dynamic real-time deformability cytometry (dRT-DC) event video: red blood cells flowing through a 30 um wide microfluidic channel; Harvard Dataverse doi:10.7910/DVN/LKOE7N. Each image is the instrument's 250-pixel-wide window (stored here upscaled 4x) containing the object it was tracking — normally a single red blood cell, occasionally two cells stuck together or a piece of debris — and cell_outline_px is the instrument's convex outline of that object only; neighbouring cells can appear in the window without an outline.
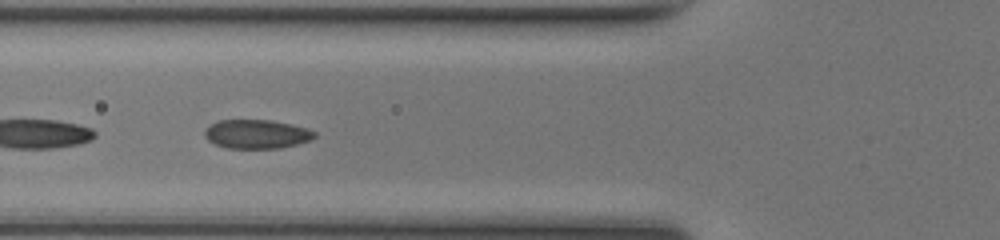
{"species": "common noctule bat (a hibernating species)", "species_latin": "Nyctalus noctula", "temperature_condition": "room temperature", "stored_images_in_passage": 28, "segment_of_instrument_passage": [2, 2], "camera_frame_rate_fps": 3000, "um_per_image_px": 0.085, "animal": {"sex": "female", "body_mass_g": 17.0, "forearm_length_mm": 48.0}, "frame": {"image": 1, "passage_image": 13, "time_ms": 4.0, "image_size_px": [1000, 240], "cell_outline_px": [[316, 136], [312, 140], [280, 148], [224, 148], [208, 140], [204, 136], [204, 132], [212, 124], [220, 120], [272, 120], [292, 124], [308, 128], [316, 132]], "centroid_in_image_um": [21.86, 11.4], "position_along_channel_um": 103.9, "area_um2": 18.55}}
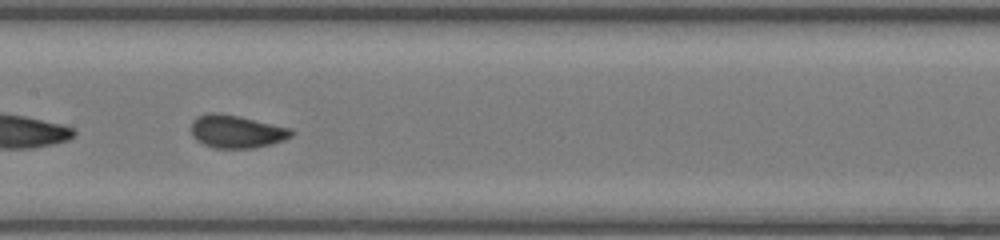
{"frame": {"image": 2, "passage_image": 19, "time_ms": 6.0, "image_size_px": [1000, 240], "cell_outline_px": [[296, 132], [292, 136], [284, 140], [272, 144], [252, 148], [212, 148], [196, 140], [192, 136], [192, 120], [196, 116], [208, 112], [216, 112], [240, 116], [292, 128]], "centroid_in_image_um": [20.12, 11.17], "position_along_channel_um": 187.3, "area_um2": 19.54}}
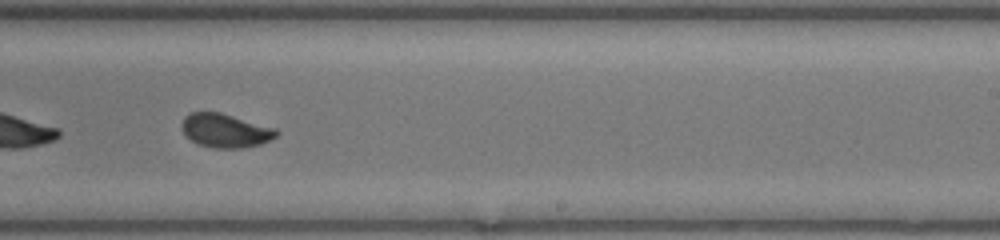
{"frame": {"image": 3, "passage_image": 25, "time_ms": 8.0, "image_size_px": [1000, 240], "cell_outline_px": [[280, 132], [276, 136], [260, 144], [244, 148], [212, 148], [196, 144], [180, 128], [180, 124], [184, 116], [192, 112], [220, 112], [276, 128]], "centroid_in_image_um": [19.13, 11.1], "position_along_channel_um": 269.9, "area_um2": 18.73}}